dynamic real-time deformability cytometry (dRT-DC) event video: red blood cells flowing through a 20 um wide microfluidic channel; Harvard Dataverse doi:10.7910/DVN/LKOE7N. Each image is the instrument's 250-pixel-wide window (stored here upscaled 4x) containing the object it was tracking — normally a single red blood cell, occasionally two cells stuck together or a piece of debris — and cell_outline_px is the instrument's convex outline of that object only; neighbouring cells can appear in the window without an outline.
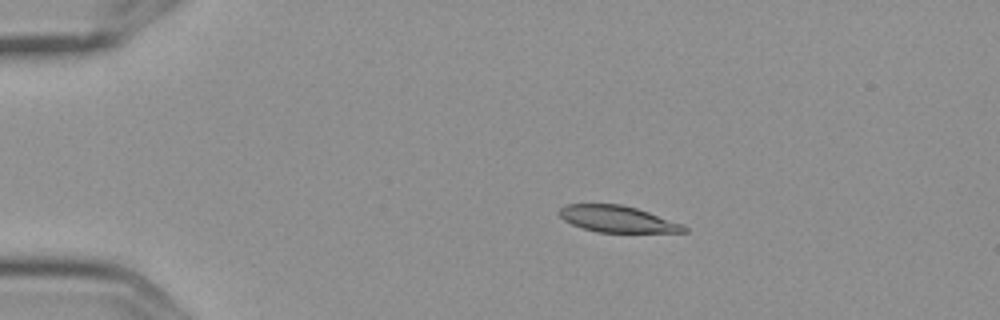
{"species": "Egyptian fruit bat (a non-hibernating species)", "species_latin": "Rousettus aegyptiacus", "temperature_condition": "cold", "stored_images_in_passage": 13, "camera_frame_rate_fps": 3000, "um_per_image_px": 0.085, "frame": {"image": 1, "passage_image": 1, "time_ms": 0.0, "image_size_px": [1000, 320], "cell_outline_px": [[688, 232], [596, 232], [572, 224], [564, 220], [556, 212], [560, 208], [568, 204], [620, 204], [636, 208], [684, 224], [688, 228]], "centroid_in_image_um": [52.48, 18.62], "position_along_channel_um": 32.5, "area_um2": 19.19}}
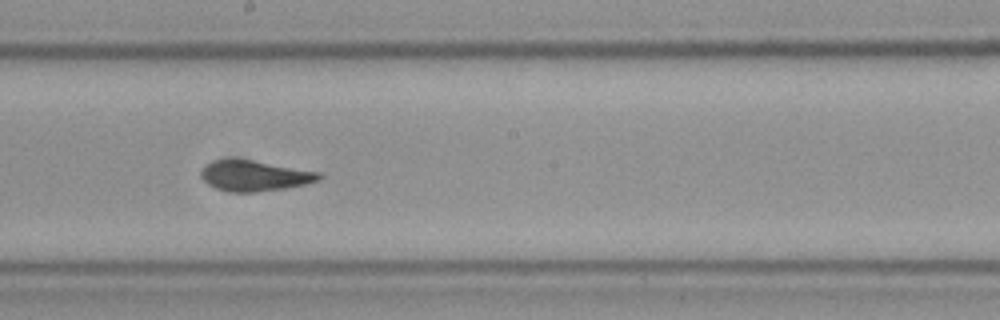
{"frame": {"image": 2, "passage_image": 7, "time_ms": 2.0, "image_size_px": [1000, 320], "cell_outline_px": [[324, 176], [320, 180], [304, 184], [284, 188], [260, 192], [232, 192], [216, 188], [208, 184], [200, 176], [200, 168], [216, 160], [252, 160], [320, 172]], "centroid_in_image_um": [21.65, 14.95], "position_along_channel_um": 226.5, "area_um2": 20.81}}
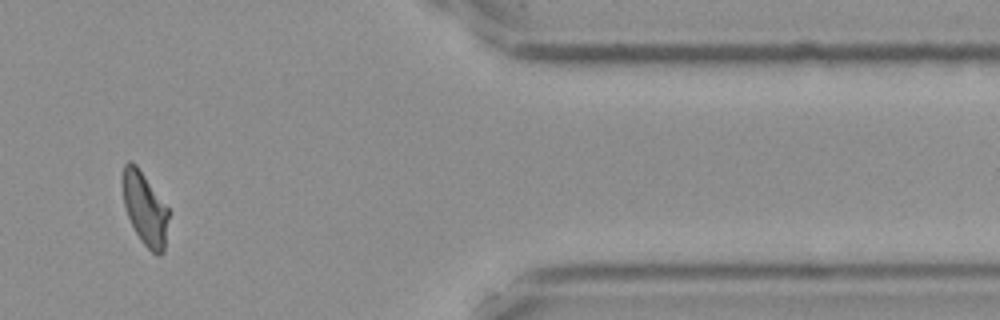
{"frame": {"image": 3, "passage_image": 11, "time_ms": 3.333, "image_size_px": [1000, 320], "cell_outline_px": [[168, 216], [164, 252], [160, 256], [152, 252], [140, 240], [128, 216], [124, 204], [120, 184], [120, 176], [124, 164], [128, 160], [136, 164], [168, 208]], "centroid_in_image_um": [12.27, 17.69], "position_along_channel_um": 399.1, "area_um2": 19.59}}